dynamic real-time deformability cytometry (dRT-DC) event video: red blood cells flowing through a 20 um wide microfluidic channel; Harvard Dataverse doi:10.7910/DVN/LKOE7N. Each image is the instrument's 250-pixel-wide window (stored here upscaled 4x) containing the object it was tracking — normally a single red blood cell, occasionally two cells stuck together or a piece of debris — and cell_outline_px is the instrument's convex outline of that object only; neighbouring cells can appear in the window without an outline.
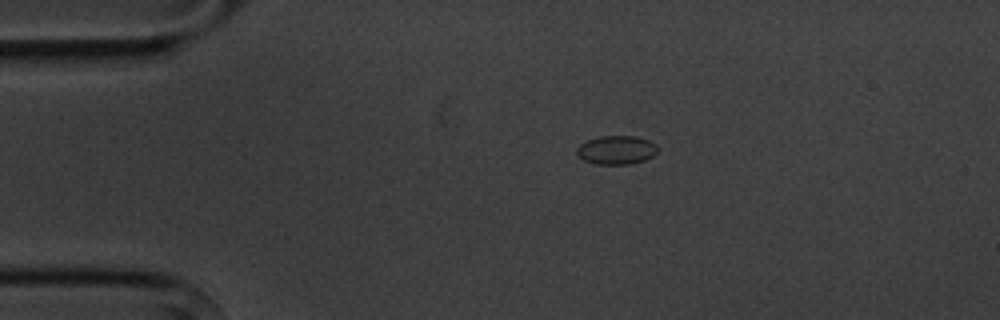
{"species": "common noctule bat (a hibernating species)", "species_latin": "Nyctalus noctula", "temperature_condition": "cold", "stored_images_in_passage": 3, "camera_frame_rate_fps": 3000, "um_per_image_px": 0.085, "animal": {"sex": "male", "body_mass_g": 20.1, "forearm_length_mm": 53.5}, "frame": {"image": 1, "passage_image": 1, "time_ms": 0.0, "image_size_px": [1000, 320], "cell_outline_px": [[660, 148], [652, 156], [644, 160], [628, 164], [596, 164], [584, 160], [576, 152], [576, 148], [580, 144], [588, 140], [600, 136], [636, 136], [648, 140], [656, 144]], "centroid_in_image_um": [52.41, 12.74], "position_along_channel_um": 32.6, "area_um2": 13.47}}